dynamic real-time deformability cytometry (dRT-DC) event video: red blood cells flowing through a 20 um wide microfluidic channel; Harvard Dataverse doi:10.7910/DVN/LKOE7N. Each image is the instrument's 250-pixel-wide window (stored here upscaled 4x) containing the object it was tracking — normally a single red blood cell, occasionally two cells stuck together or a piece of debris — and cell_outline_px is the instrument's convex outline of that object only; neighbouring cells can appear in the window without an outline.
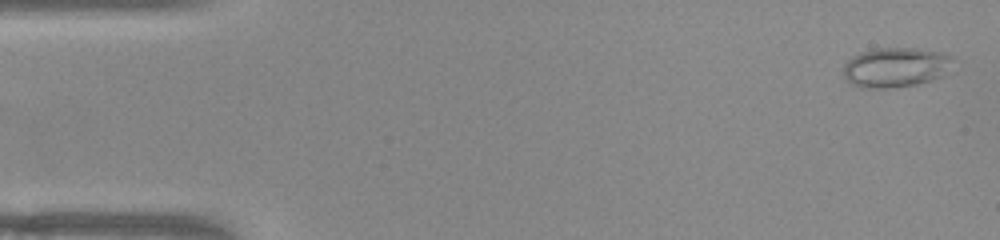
{"species": "common noctule bat (a hibernating species)", "species_latin": "Nyctalus noctula", "temperature_condition": "warm", "stored_images_in_passage": 51, "camera_frame_rate_fps": 3000, "um_per_image_px": 0.085, "animal": {"sex": "female", "body_mass_g": 22.0, "forearm_length_mm": 56.7}, "frame": {"image": 1, "passage_image": 2, "time_ms": 0.333, "image_size_px": [1000, 240], "cell_outline_px": [[952, 60], [944, 76], [932, 80], [916, 84], [892, 88], [860, 88], [852, 84], [844, 76], [844, 64], [852, 56], [860, 52], [876, 48], [920, 48], [944, 52], [952, 56]], "centroid_in_image_um": [76.13, 5.72], "position_along_channel_um": 8.9, "area_um2": 25.61}}
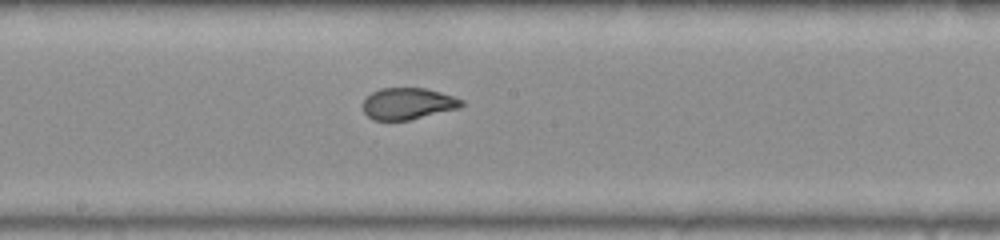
{"frame": {"image": 2, "passage_image": 27, "time_ms": 8.667, "image_size_px": [1000, 240], "cell_outline_px": [[464, 104], [460, 108], [408, 120], [372, 120], [364, 112], [364, 100], [372, 92], [380, 88], [424, 88], [440, 92], [464, 100]], "centroid_in_image_um": [34.68, 8.81], "position_along_channel_um": 213.5, "area_um2": 18.03}}
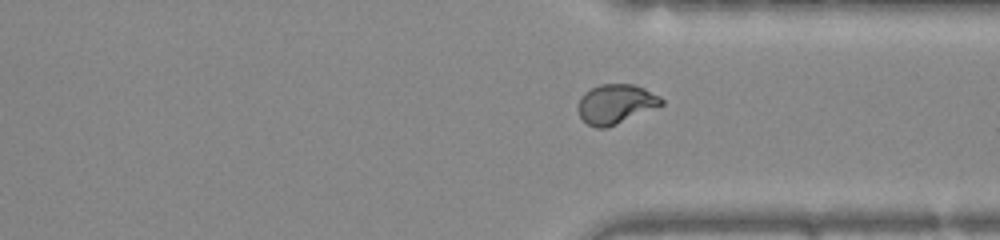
{"frame": {"image": 3, "passage_image": 38, "time_ms": 12.333, "image_size_px": [1000, 240], "cell_outline_px": [[664, 104], [616, 124], [604, 128], [596, 128], [588, 124], [580, 116], [580, 96], [584, 92], [600, 84], [632, 84], [644, 88], [660, 96], [664, 100]], "centroid_in_image_um": [52.36, 8.82], "position_along_channel_um": 359.0, "area_um2": 18.84}}